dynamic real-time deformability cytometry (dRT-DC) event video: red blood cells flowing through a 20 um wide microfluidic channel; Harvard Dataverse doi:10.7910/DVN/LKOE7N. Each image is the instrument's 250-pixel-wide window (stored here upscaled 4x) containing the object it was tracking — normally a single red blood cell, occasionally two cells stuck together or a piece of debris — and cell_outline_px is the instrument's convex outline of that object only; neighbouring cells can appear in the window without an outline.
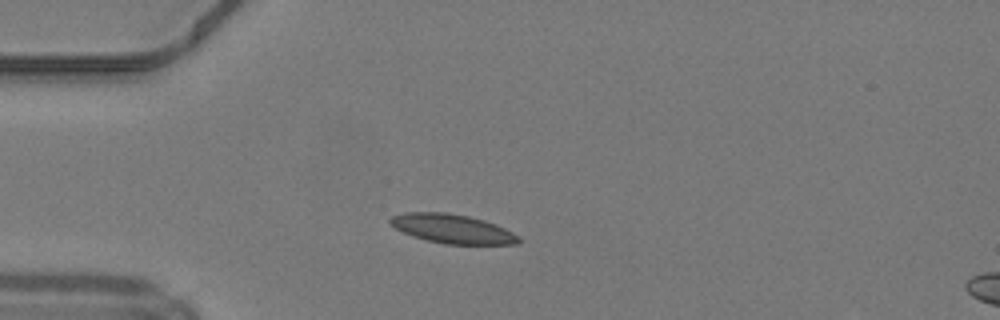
{"species": "common noctule bat (a hibernating species)", "species_latin": "Nyctalus noctula", "temperature_condition": "warm", "stored_images_in_passage": 37, "camera_frame_rate_fps": 3000, "um_per_image_px": 0.085, "animal": {"sex": "male", "body_mass_g": 19.2, "forearm_length_mm": 51.8}, "frame": {"image": 1, "passage_image": 5, "time_ms": 1.333, "image_size_px": [1000, 320], "cell_outline_px": [[520, 240], [516, 244], [444, 244], [412, 236], [396, 228], [388, 220], [392, 216], [404, 212], [444, 212], [468, 216], [484, 220], [496, 224], [520, 236]], "centroid_in_image_um": [38.46, 19.44], "position_along_channel_um": 46.5, "area_um2": 21.62}}
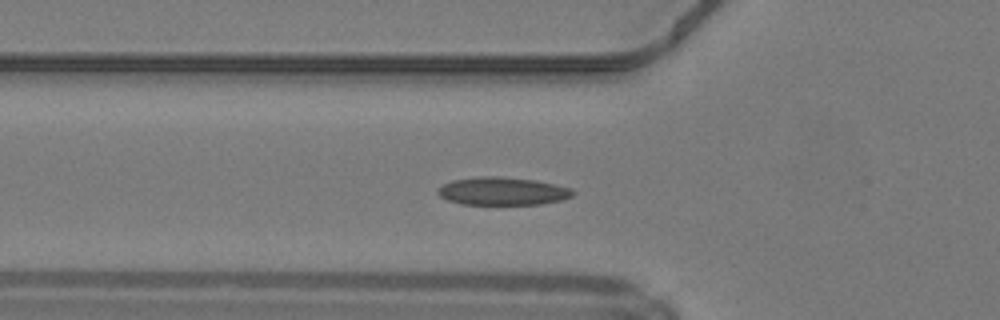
{"frame": {"image": 2, "passage_image": 9, "time_ms": 2.667, "image_size_px": [1000, 320], "cell_outline_px": [[576, 192], [572, 196], [560, 200], [540, 204], [460, 204], [448, 200], [440, 196], [436, 192], [436, 188], [452, 180], [476, 176], [500, 176], [536, 180], [556, 184], [572, 188]], "centroid_in_image_um": [42.7, 16.23], "position_along_channel_um": 83.1, "area_um2": 22.2}}
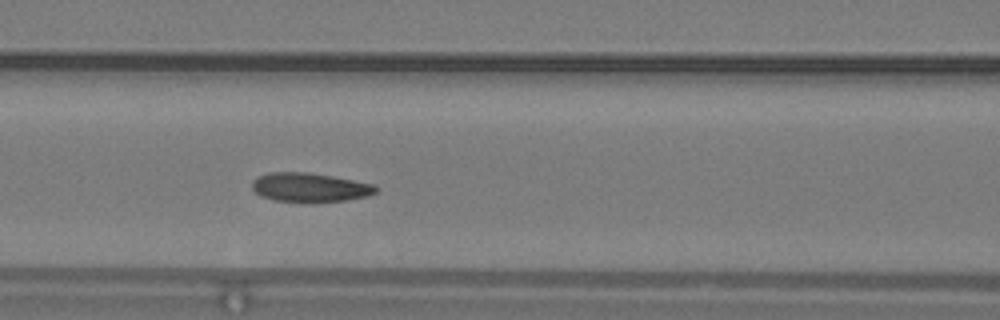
{"frame": {"image": 3, "passage_image": 13, "time_ms": 4.0, "image_size_px": [1000, 320], "cell_outline_px": [[380, 188], [376, 192], [368, 196], [348, 200], [312, 204], [304, 204], [272, 200], [260, 196], [252, 188], [252, 180], [256, 176], [268, 172], [308, 172], [332, 176], [376, 184]], "centroid_in_image_um": [26.34, 15.96], "position_along_channel_um": 140.3, "area_um2": 21.91}, "authors_computed_cell_mechanics": {"area_um2": 20.9814, "velocity_mm_per_s": 4.211, "shape_relaxation_time_tau1_ms": 4.5686, "shape_relaxation_time_tau2_ms": 2.7597, "deformation_change_tau1": 0.12, "deformation_change_tau2": 0.0736}}